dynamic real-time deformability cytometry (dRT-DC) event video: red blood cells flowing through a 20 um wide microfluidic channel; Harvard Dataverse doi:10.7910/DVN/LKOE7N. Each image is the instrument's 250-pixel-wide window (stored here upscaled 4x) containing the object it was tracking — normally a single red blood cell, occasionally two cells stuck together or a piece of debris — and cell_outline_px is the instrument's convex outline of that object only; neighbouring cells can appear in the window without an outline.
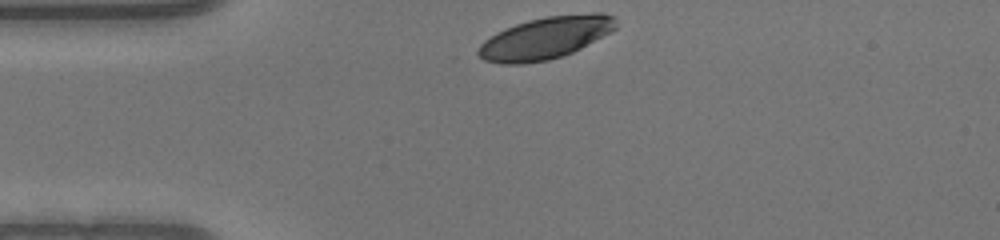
{"species": "human", "species_latin": "Homo sapiens", "temperature_condition": "warm", "stored_images_in_passage": 30, "camera_frame_rate_fps": 3000, "um_per_image_px": 0.085, "donor": {"sex": "male"}, "frame": {"image": 1, "passage_image": 1, "time_ms": 0.0, "image_size_px": [1000, 240], "cell_outline_px": [[612, 28], [592, 40], [560, 56], [544, 60], [488, 60], [480, 56], [480, 48], [492, 36], [508, 28], [532, 20], [552, 16], [612, 16]], "centroid_in_image_um": [46.3, 3.21], "position_along_channel_um": 38.7, "area_um2": 29.3}}
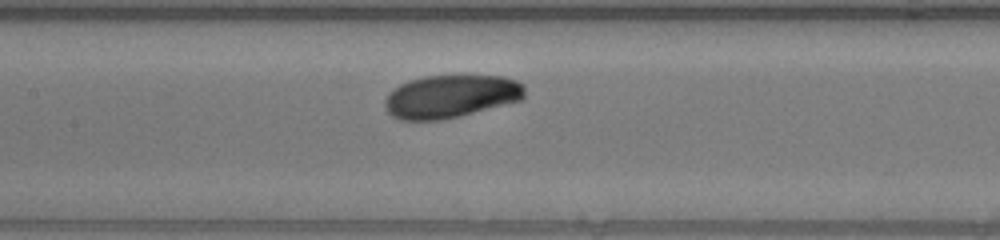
{"frame": {"image": 2, "passage_image": 13, "time_ms": 4.0, "image_size_px": [1000, 240], "cell_outline_px": [[520, 96], [516, 100], [452, 116], [428, 120], [412, 120], [396, 116], [388, 108], [388, 96], [396, 88], [404, 84], [416, 80], [436, 76], [492, 76], [512, 80], [520, 84]], "centroid_in_image_um": [38.28, 8.17], "position_along_channel_um": 169.1, "area_um2": 31.79}}
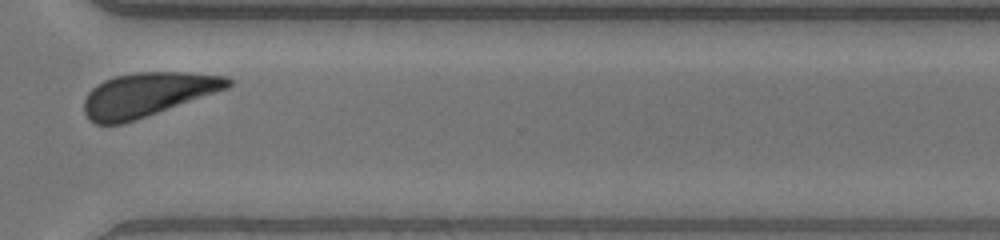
{"frame": {"image": 3, "passage_image": 27, "time_ms": 8.667, "image_size_px": [1000, 240], "cell_outline_px": [[232, 84], [224, 88], [132, 120], [116, 124], [100, 124], [92, 120], [88, 116], [84, 108], [84, 104], [88, 96], [100, 84], [108, 80], [120, 76], [148, 72], [172, 72], [220, 76], [232, 80]], "centroid_in_image_um": [12.5, 8.03], "position_along_channel_um": 358.1, "area_um2": 34.16}}